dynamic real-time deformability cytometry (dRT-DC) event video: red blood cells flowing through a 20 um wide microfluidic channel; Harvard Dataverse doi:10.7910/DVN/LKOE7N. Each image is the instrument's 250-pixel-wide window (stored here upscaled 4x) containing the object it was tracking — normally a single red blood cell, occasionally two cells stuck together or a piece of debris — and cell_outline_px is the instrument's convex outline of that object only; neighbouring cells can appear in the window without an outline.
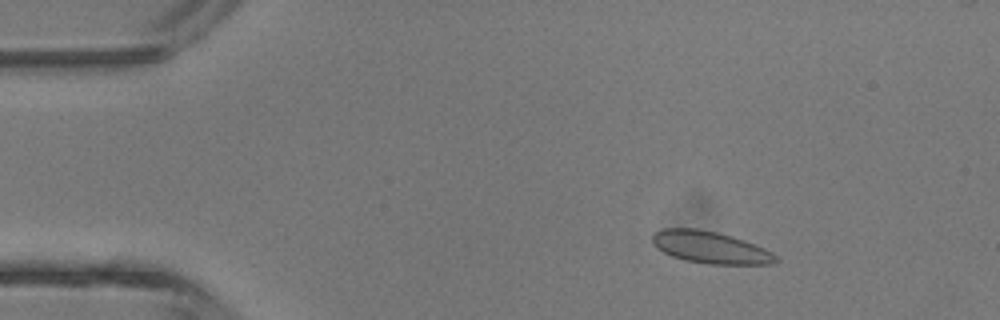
{"species": "common noctule bat (a hibernating species)", "species_latin": "Nyctalus noctula", "temperature_condition": "room temperature", "stored_images_in_passage": 3, "camera_frame_rate_fps": 3000, "um_per_image_px": 0.085, "animal": {"sex": "male", "body_mass_g": 13.3}, "frame": {"image": 1, "passage_image": 1, "time_ms": 0.0, "image_size_px": [1000, 320], "cell_outline_px": [[780, 260], [772, 264], [708, 264], [684, 260], [672, 256], [656, 248], [652, 244], [652, 236], [656, 232], [664, 228], [696, 228], [716, 232], [732, 236], [744, 240], [764, 248], [772, 252]], "centroid_in_image_um": [60.37, 21.03], "position_along_channel_um": 24.6, "area_um2": 23.06}}